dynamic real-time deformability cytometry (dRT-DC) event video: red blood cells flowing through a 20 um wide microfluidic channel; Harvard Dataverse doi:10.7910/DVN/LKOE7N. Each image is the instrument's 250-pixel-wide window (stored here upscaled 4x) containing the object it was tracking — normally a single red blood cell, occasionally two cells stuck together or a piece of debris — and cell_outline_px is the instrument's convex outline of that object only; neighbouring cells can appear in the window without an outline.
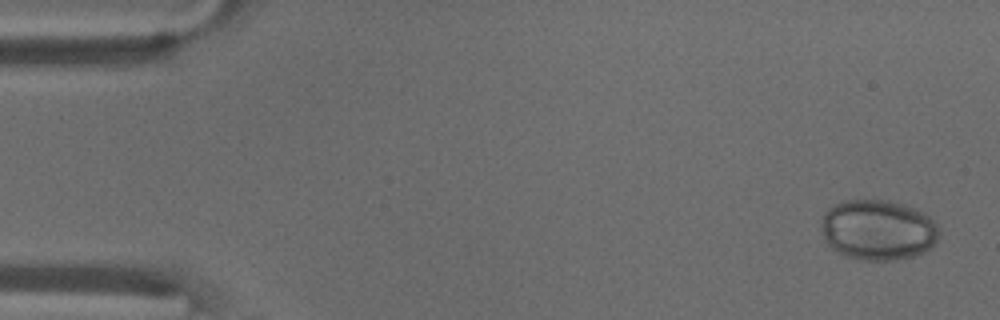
{"species": "common noctule bat (a hibernating species)", "species_latin": "Nyctalus noctula", "temperature_condition": "warm", "stored_images_in_passage": 54, "camera_frame_rate_fps": 3000, "um_per_image_px": 0.085, "animal": {"sex": "male", "body_mass_g": 18.8}, "frame": {"image": 1, "passage_image": 2, "time_ms": 0.333, "image_size_px": [1000, 320], "cell_outline_px": [[940, 232], [936, 240], [924, 252], [916, 256], [896, 260], [860, 260], [844, 256], [836, 252], [824, 240], [820, 224], [824, 212], [828, 208], [840, 200], [888, 200], [904, 204], [924, 212], [936, 224]], "centroid_in_image_um": [74.59, 19.54], "position_along_channel_um": 10.4, "area_um2": 41.96}}
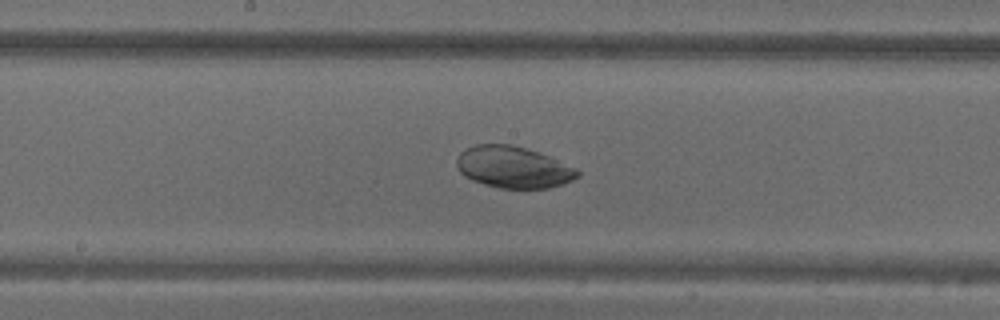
{"frame": {"image": 2, "passage_image": 28, "time_ms": 9.0, "image_size_px": [1000, 320], "cell_outline_px": [[580, 176], [564, 184], [548, 188], [500, 188], [484, 184], [472, 180], [464, 176], [460, 172], [456, 164], [456, 160], [460, 152], [476, 144], [512, 144], [548, 156], [576, 168], [580, 172]], "centroid_in_image_um": [43.62, 14.22], "position_along_channel_um": 204.6, "area_um2": 29.19}}
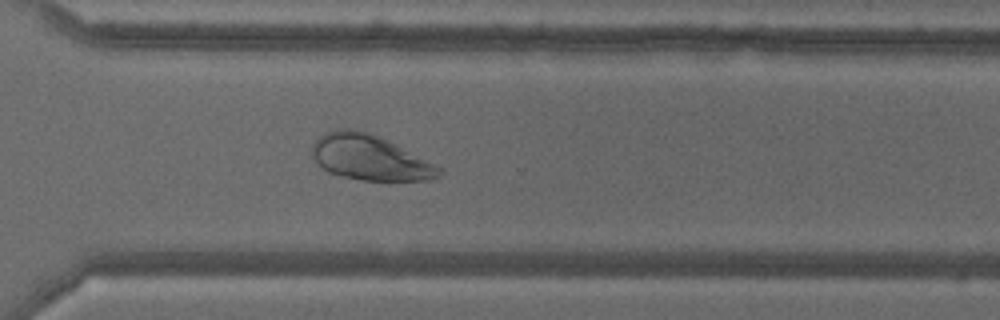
{"frame": {"image": 3, "passage_image": 39, "time_ms": 12.667, "image_size_px": [1000, 320], "cell_outline_px": [[440, 176], [424, 180], [360, 180], [340, 176], [328, 172], [312, 156], [312, 144], [320, 136], [328, 132], [348, 128], [356, 128], [380, 136], [440, 168]], "centroid_in_image_um": [31.38, 13.39], "position_along_channel_um": 339.2, "area_um2": 32.77}}